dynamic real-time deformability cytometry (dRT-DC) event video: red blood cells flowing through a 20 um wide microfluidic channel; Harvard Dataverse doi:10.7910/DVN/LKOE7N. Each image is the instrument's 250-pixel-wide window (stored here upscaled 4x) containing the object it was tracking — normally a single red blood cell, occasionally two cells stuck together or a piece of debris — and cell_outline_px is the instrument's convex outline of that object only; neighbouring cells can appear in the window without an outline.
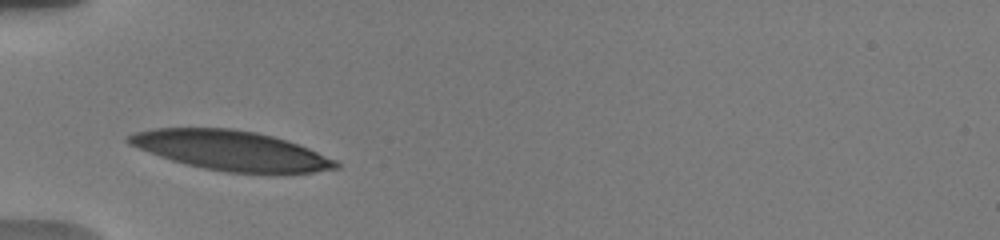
{"species": "human", "species_latin": "Homo sapiens", "temperature_condition": "warm", "stored_images_in_passage": 27, "camera_frame_rate_fps": 3000, "um_per_image_px": 0.085, "donor": {"sex": "male"}, "frame": {"image": 1, "passage_image": 1, "time_ms": 0.0, "image_size_px": [1000, 240], "cell_outline_px": [[340, 168], [312, 172], [228, 172], [204, 168], [172, 160], [160, 156], [128, 144], [124, 140], [124, 136], [136, 132], [152, 128], [232, 128], [256, 132], [272, 136], [308, 148], [336, 160], [340, 164]], "centroid_in_image_um": [19.58, 12.77], "position_along_channel_um": 65.4, "area_um2": 47.22}}
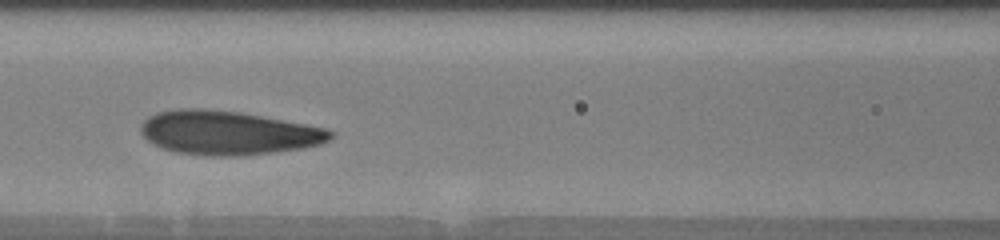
{"frame": {"image": 2, "passage_image": 13, "time_ms": 2.333, "image_size_px": [1000, 240], "cell_outline_px": [[336, 132], [332, 140], [320, 144], [304, 148], [276, 152], [240, 156], [208, 156], [176, 152], [164, 148], [148, 140], [140, 132], [140, 128], [144, 120], [148, 116], [156, 112], [180, 108], [204, 108], [240, 112], [304, 124], [324, 128]], "centroid_in_image_um": [19.4, 11.29], "position_along_channel_um": 147.2, "area_um2": 48.67}}
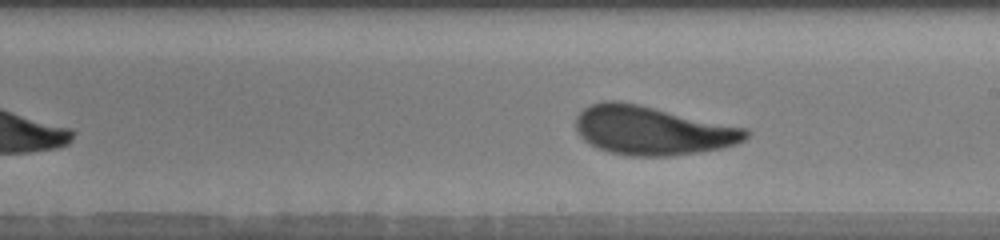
{"frame": {"image": 3, "passage_image": 26, "time_ms": 4.667, "image_size_px": [1000, 240], "cell_outline_px": [[752, 132], [744, 140], [736, 144], [720, 148], [672, 156], [628, 156], [608, 152], [596, 148], [588, 144], [576, 132], [576, 116], [588, 104], [604, 100], [620, 100], [640, 104], [748, 128]], "centroid_in_image_um": [55.41, 11.08], "position_along_channel_um": 233.6, "area_um2": 49.01}}